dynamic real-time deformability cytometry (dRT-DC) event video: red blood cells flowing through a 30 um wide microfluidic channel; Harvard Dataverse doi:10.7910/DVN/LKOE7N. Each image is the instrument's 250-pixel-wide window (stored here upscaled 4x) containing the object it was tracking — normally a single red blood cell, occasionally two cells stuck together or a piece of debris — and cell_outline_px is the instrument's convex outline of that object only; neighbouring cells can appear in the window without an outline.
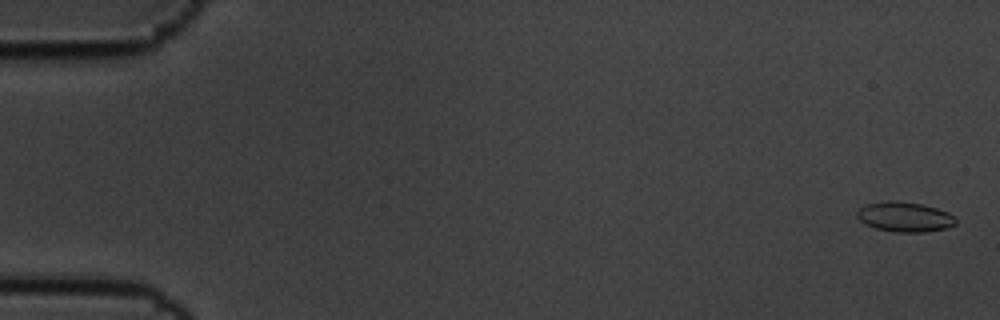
{"species": "common noctule bat (a hibernating species)", "species_latin": "Nyctalus noctula", "temperature_condition": "cold", "stored_images_in_passage": 8, "camera_frame_rate_fps": 3000, "um_per_image_px": 0.085, "animal": {"sex": "male", "body_mass_g": 19.5, "forearm_length_mm": 54.6}, "frame": {"image": 1, "passage_image": 1, "time_ms": 0.0, "image_size_px": [1000, 320], "cell_outline_px": [[956, 224], [948, 228], [924, 232], [896, 232], [876, 228], [860, 220], [856, 216], [856, 212], [860, 208], [868, 204], [888, 200], [896, 200], [920, 204], [936, 208], [948, 212], [956, 216]], "centroid_in_image_um": [76.94, 18.43], "position_along_channel_um": 8.1, "area_um2": 17.17}}
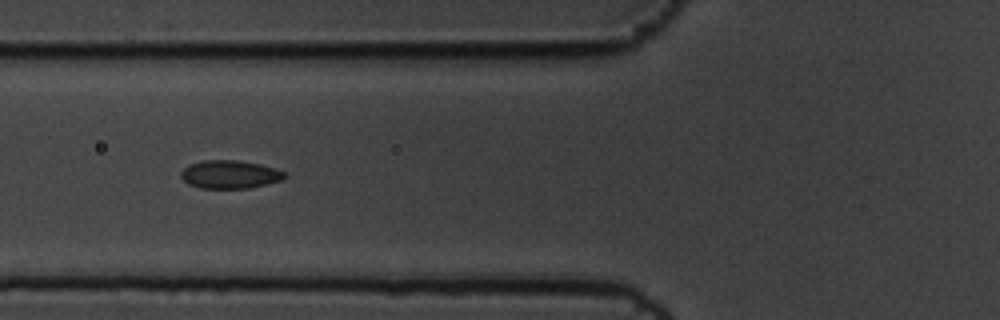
{"frame": {"image": 2, "passage_image": 7, "time_ms": 2.0, "image_size_px": [1000, 320], "cell_outline_px": [[288, 176], [280, 180], [248, 188], [200, 188], [188, 184], [180, 176], [180, 172], [188, 164], [200, 160], [236, 160], [260, 164], [276, 168], [284, 172]], "centroid_in_image_um": [19.5, 14.81], "position_along_channel_um": 106.3, "area_um2": 17.05}}
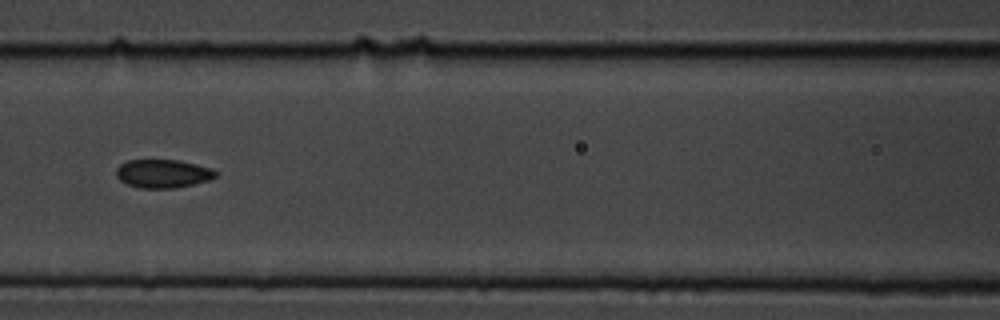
{"frame": {"image": 3, "passage_image": 8, "time_ms": 2.333, "image_size_px": [1000, 320], "cell_outline_px": [[216, 176], [208, 180], [176, 188], [140, 188], [128, 184], [120, 180], [116, 176], [116, 168], [120, 164], [128, 160], [176, 160], [196, 164], [212, 168], [216, 172]], "centroid_in_image_um": [13.82, 14.75], "position_along_channel_um": 152.8, "area_um2": 16.36}}